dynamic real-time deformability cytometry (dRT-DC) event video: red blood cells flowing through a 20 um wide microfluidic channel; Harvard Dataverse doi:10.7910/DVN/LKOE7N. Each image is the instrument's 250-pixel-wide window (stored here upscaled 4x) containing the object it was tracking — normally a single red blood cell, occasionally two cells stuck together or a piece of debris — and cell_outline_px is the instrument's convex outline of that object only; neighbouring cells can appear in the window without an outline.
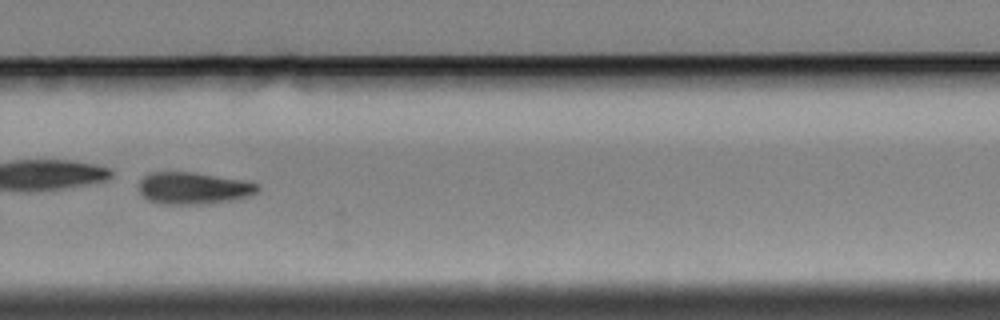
{"species": "Egyptian fruit bat (a non-hibernating species)", "species_latin": "Rousettus aegyptiacus", "temperature_condition": "cold", "stored_images_in_passage": 39, "camera_frame_rate_fps": 3000, "um_per_image_px": 0.085, "animal": {"sex": "female"}, "frame": {"image": 1, "passage_image": 38, "time_ms": 12.333, "image_size_px": [1000, 320], "cell_outline_px": [[260, 188], [256, 192], [248, 196], [232, 200], [200, 204], [160, 204], [148, 200], [140, 192], [140, 180], [148, 172], [192, 172], [244, 180], [260, 184]], "centroid_in_image_um": [16.44, 15.99], "position_along_channel_um": 313.4, "area_um2": 22.08}}